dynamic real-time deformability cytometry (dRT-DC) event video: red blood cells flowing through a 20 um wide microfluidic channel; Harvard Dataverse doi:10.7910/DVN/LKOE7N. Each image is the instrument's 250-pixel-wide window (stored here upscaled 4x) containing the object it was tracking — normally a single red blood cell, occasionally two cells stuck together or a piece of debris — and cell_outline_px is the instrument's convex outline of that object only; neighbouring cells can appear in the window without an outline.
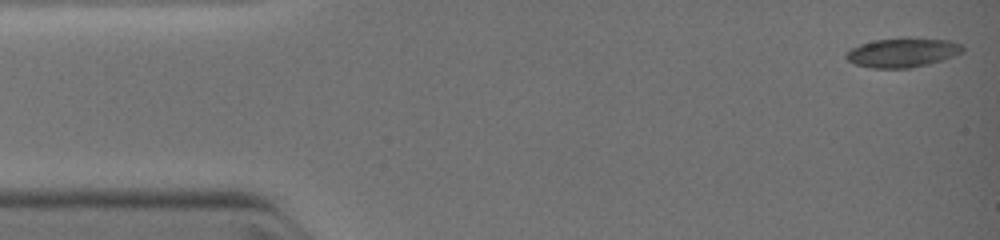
{"species": "common noctule bat (a hibernating species)", "species_latin": "Nyctalus noctula", "temperature_condition": "warm", "stored_images_in_passage": 38, "camera_frame_rate_fps": 3000, "um_per_image_px": 0.085, "animal": {"sex": "female", "body_mass_g": 19.0, "forearm_length_mm": 51.5}, "frame": {"image": 1, "passage_image": 1, "time_ms": 0.0, "image_size_px": [1000, 240], "cell_outline_px": [[964, 52], [928, 64], [908, 68], [872, 68], [856, 64], [848, 60], [844, 56], [844, 52], [860, 44], [876, 40], [904, 36], [908, 36], [948, 40], [960, 44], [964, 48]], "centroid_in_image_um": [76.7, 4.44], "position_along_channel_um": 8.3, "area_um2": 20.11}}
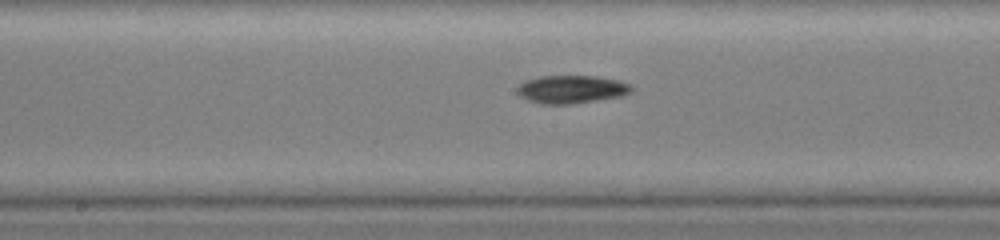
{"frame": {"image": 2, "passage_image": 19, "time_ms": 6.0, "image_size_px": [1000, 240], "cell_outline_px": [[632, 88], [628, 92], [620, 96], [572, 104], [540, 104], [528, 100], [520, 96], [516, 92], [516, 88], [524, 80], [540, 76], [596, 76], [620, 80], [628, 84]], "centroid_in_image_um": [48.5, 7.59], "position_along_channel_um": 199.7, "area_um2": 18.61}}
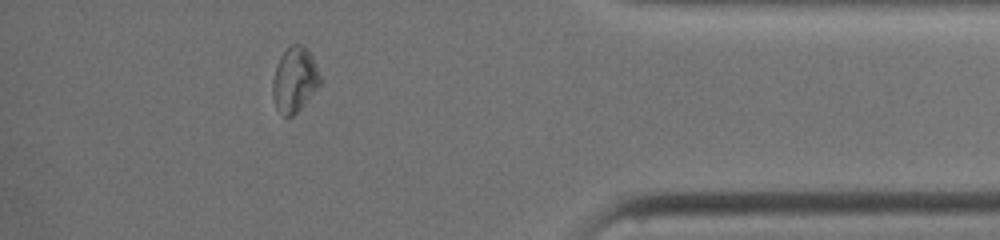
{"frame": {"image": 3, "passage_image": 33, "time_ms": 10.667, "image_size_px": [1000, 240], "cell_outline_px": [[324, 80], [300, 108], [292, 116], [284, 116], [276, 108], [272, 96], [272, 80], [280, 56], [288, 44], [300, 44], [308, 48]], "centroid_in_image_um": [25.05, 6.73], "position_along_channel_um": 410.1, "area_um2": 18.21}}